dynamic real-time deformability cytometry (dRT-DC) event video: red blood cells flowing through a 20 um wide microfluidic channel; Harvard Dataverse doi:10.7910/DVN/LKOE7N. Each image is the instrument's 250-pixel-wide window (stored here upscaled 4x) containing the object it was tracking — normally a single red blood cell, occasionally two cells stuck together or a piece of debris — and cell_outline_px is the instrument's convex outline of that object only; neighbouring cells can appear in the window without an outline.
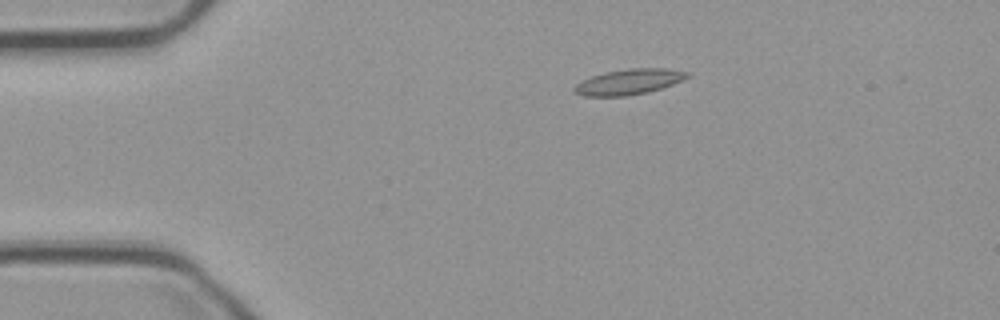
{"species": "common noctule bat (a hibernating species)", "species_latin": "Nyctalus noctula", "temperature_condition": "cold", "stored_images_in_passage": 45, "camera_frame_rate_fps": 3000, "um_per_image_px": 0.085, "animal": {"sex": "male", "body_mass_g": 23.1, "forearm_length_mm": 52.7}, "frame": {"image": 1, "passage_image": 1, "time_ms": 0.0, "image_size_px": [1000, 320], "cell_outline_px": [[692, 76], [672, 84], [648, 92], [628, 96], [584, 96], [576, 92], [572, 88], [580, 80], [604, 72], [628, 68], [668, 68], [692, 72]], "centroid_in_image_um": [53.49, 6.94], "position_along_channel_um": 31.5, "area_um2": 16.99}}
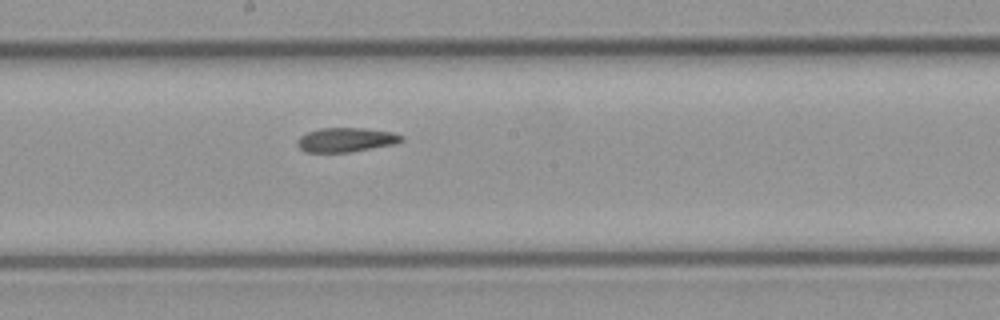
{"frame": {"image": 2, "passage_image": 20, "time_ms": 6.333, "image_size_px": [1000, 320], "cell_outline_px": [[404, 140], [396, 144], [348, 152], [304, 152], [296, 144], [296, 140], [300, 136], [308, 132], [320, 128], [364, 128], [392, 132], [404, 136]], "centroid_in_image_um": [29.41, 11.88], "position_along_channel_um": 218.8, "area_um2": 14.8}}
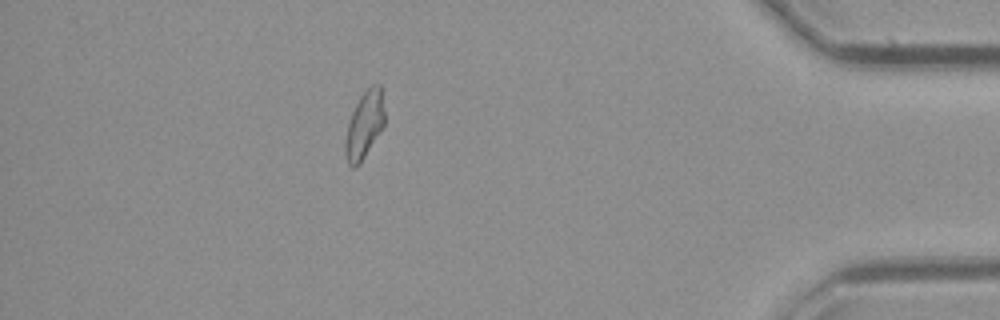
{"frame": {"image": 3, "passage_image": 39, "time_ms": 12.667, "image_size_px": [1000, 320], "cell_outline_px": [[384, 124], [380, 132], [360, 164], [356, 168], [352, 168], [348, 164], [344, 156], [344, 140], [348, 124], [352, 112], [360, 96], [372, 84], [380, 84], [384, 108]], "centroid_in_image_um": [30.95, 10.67], "position_along_channel_um": 404.2, "area_um2": 15.49}, "authors_computed_cell_mechanics": {"area_um2": 15.4904, "velocity_mm_per_s": 3.717, "shape_relaxation_time_tau1_ms": null, "shape_relaxation_time_tau2_ms": 3.1202, "deformation_change_tau1": null, "deformation_change_tau2": 0.0883}}